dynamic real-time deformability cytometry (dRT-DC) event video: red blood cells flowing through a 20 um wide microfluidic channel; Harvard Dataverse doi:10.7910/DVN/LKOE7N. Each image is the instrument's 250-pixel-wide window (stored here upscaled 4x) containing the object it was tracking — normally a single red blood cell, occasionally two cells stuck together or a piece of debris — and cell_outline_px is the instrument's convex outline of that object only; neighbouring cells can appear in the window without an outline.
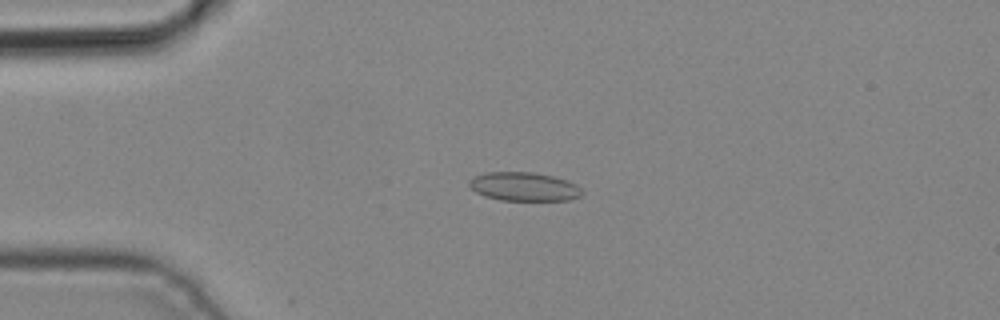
{"species": "common noctule bat (a hibernating species)", "species_latin": "Nyctalus noctula", "temperature_condition": "cold", "stored_images_in_passage": 6, "camera_frame_rate_fps": 3000, "um_per_image_px": 0.085, "animal": {"sex": "male", "body_mass_g": 19.2, "forearm_length_mm": 51.8}, "frame": {"image": 1, "passage_image": 3, "time_ms": 0.667, "image_size_px": [1000, 320], "cell_outline_px": [[584, 192], [580, 196], [568, 200], [500, 200], [484, 196], [476, 192], [468, 184], [468, 180], [472, 176], [484, 172], [532, 172], [552, 176], [568, 180], [576, 184]], "centroid_in_image_um": [44.51, 15.85], "position_along_channel_um": 40.5, "area_um2": 19.02}}
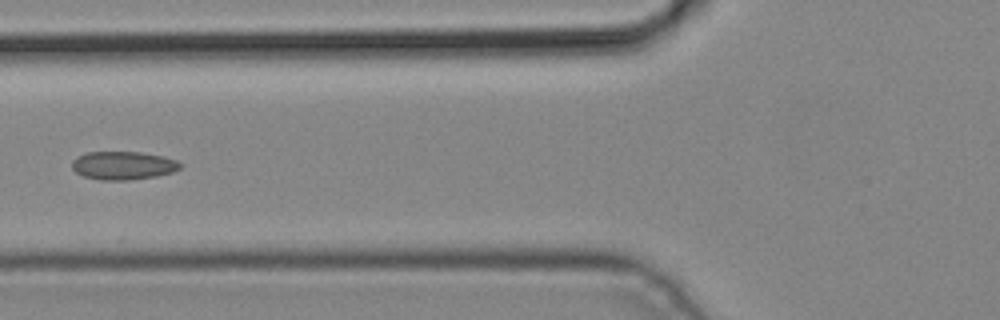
{"frame": {"image": 2, "passage_image": 5, "time_ms": 1.333, "image_size_px": [1000, 320], "cell_outline_px": [[184, 164], [180, 168], [172, 172], [156, 176], [128, 180], [100, 180], [84, 176], [76, 172], [72, 168], [72, 160], [76, 156], [88, 152], [140, 152], [164, 156], [176, 160]], "centroid_in_image_um": [10.47, 14.06], "position_along_channel_um": 115.3, "area_um2": 17.92}}
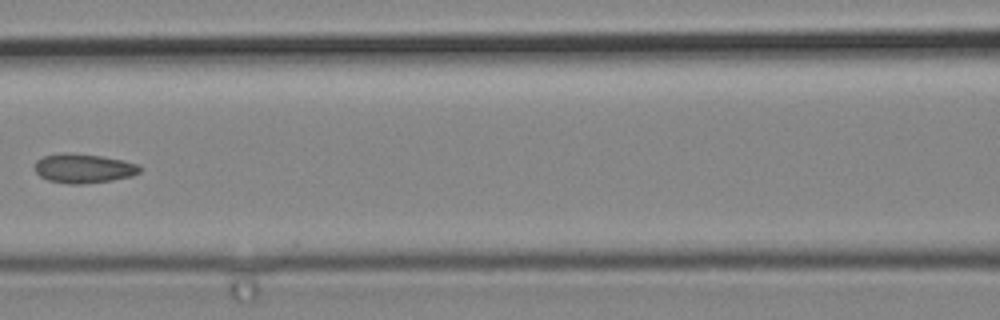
{"frame": {"image": 3, "passage_image": 6, "time_ms": 1.667, "image_size_px": [1000, 320], "cell_outline_px": [[140, 172], [132, 176], [112, 180], [84, 184], [68, 184], [48, 180], [40, 176], [36, 172], [36, 160], [44, 156], [64, 152], [100, 156], [140, 164]], "centroid_in_image_um": [7.1, 14.32], "position_along_channel_um": 159.5, "area_um2": 17.8}}